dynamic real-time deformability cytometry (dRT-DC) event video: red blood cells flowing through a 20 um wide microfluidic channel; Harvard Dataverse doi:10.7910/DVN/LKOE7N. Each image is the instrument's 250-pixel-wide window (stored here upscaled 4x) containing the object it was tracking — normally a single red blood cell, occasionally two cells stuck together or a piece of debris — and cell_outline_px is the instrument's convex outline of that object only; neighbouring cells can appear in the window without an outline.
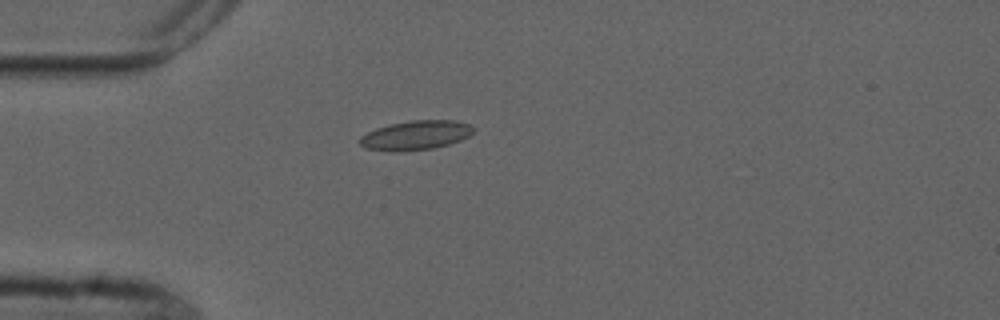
{"species": "common noctule bat (a hibernating species)", "species_latin": "Nyctalus noctula", "temperature_condition": "cold", "stored_images_in_passage": 5, "camera_frame_rate_fps": 3000, "um_per_image_px": 0.085, "animal": {"sex": "male", "forearm_length_mm": 52.5}, "frame": {"image": 1, "passage_image": 5, "time_ms": 4.667, "image_size_px": [1000, 320], "cell_outline_px": [[476, 128], [468, 136], [460, 140], [448, 144], [432, 148], [368, 148], [360, 144], [360, 136], [376, 128], [388, 124], [412, 120], [456, 120], [472, 124]], "centroid_in_image_um": [35.44, 11.41], "position_along_channel_um": 49.6, "area_um2": 18.44}}